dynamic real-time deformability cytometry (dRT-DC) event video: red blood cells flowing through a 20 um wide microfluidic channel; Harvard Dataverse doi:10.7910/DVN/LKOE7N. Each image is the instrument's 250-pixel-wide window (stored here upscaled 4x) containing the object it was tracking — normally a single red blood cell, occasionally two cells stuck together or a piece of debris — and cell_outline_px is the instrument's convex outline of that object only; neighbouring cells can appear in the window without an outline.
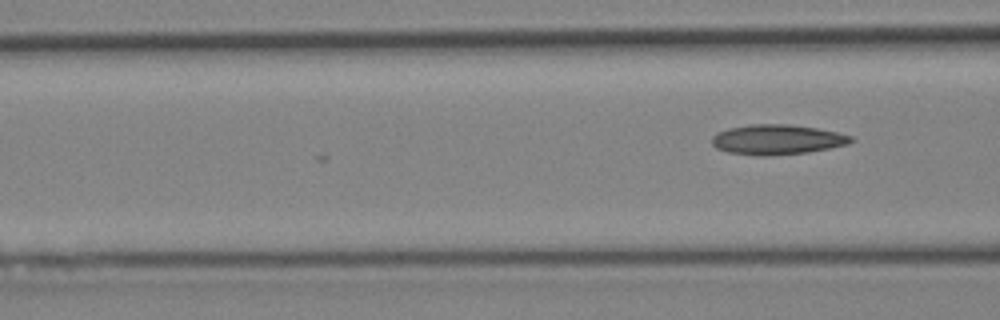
{"species": "Egyptian fruit bat (a non-hibernating species)", "species_latin": "Rousettus aegyptiacus", "temperature_condition": "cold", "stored_images_in_passage": 3, "camera_frame_rate_fps": 3000, "um_per_image_px": 0.085, "animal": {"sex": "female"}, "frame": {"image": 1, "passage_image": 3, "time_ms": 0.667, "image_size_px": [1000, 320], "cell_outline_px": [[856, 140], [848, 144], [808, 152], [768, 156], [760, 156], [728, 152], [716, 148], [712, 144], [712, 136], [716, 132], [728, 128], [752, 124], [788, 124], [816, 128], [836, 132], [852, 136]], "centroid_in_image_um": [66.04, 11.86], "position_along_channel_um": 100.6, "area_um2": 24.33}}